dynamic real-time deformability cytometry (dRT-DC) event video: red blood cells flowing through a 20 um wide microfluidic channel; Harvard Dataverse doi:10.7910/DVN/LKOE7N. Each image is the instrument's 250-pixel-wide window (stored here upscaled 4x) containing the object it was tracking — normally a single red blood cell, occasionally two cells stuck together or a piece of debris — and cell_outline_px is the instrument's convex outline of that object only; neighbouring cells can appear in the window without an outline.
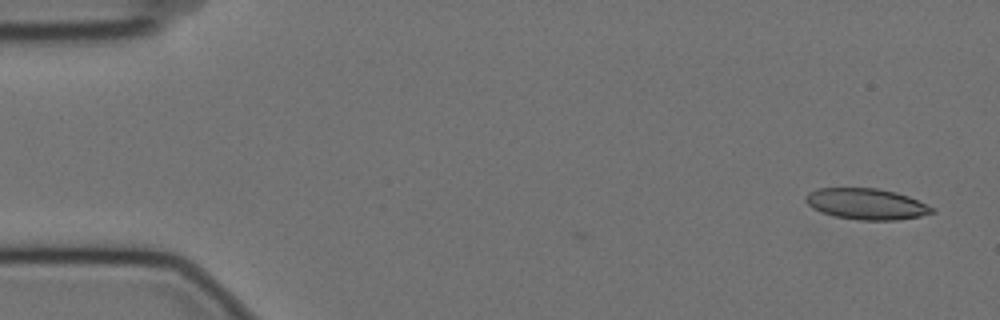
{"species": "Egyptian fruit bat (a non-hibernating species)", "species_latin": "Rousettus aegyptiacus", "temperature_condition": "cold", "stored_images_in_passage": 7, "camera_frame_rate_fps": 3000, "um_per_image_px": 0.085, "animal": {"sex": "female"}, "frame": {"image": 1, "passage_image": 7, "time_ms": 2.0, "image_size_px": [1000, 320], "cell_outline_px": [[936, 212], [920, 216], [896, 220], [860, 220], [836, 216], [820, 212], [812, 208], [804, 200], [804, 196], [808, 192], [816, 188], [876, 188], [896, 192], [908, 196], [936, 208]], "centroid_in_image_um": [73.64, 17.33], "position_along_channel_um": 11.4, "area_um2": 23.0}}